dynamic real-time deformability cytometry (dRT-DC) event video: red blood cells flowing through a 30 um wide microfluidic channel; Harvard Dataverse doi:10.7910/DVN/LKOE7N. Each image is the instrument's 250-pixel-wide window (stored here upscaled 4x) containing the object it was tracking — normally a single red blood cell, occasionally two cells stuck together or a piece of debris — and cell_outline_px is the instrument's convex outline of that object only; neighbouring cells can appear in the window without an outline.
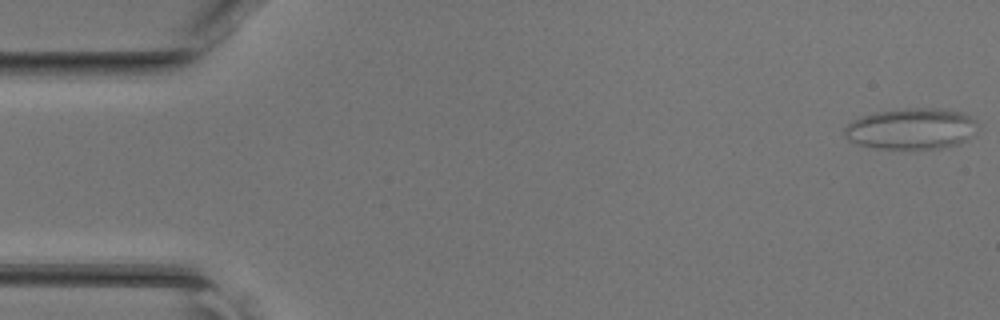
{"species": "common noctule bat (a hibernating species)", "species_latin": "Nyctalus noctula", "temperature_condition": "room temperature", "stored_images_in_passage": 46, "camera_frame_rate_fps": 3000, "um_per_image_px": 0.085, "animal": {"sex": "female", "body_mass_g": 17.0, "forearm_length_mm": 48.0}, "frame": {"image": 1, "passage_image": 1, "time_ms": 0.0, "image_size_px": [1000, 320], "cell_outline_px": [[976, 120], [964, 140], [956, 144], [940, 148], [876, 148], [860, 144], [848, 140], [844, 136], [844, 128], [852, 120], [876, 112], [916, 108], [940, 108], [960, 112]], "centroid_in_image_um": [77.36, 10.94], "position_along_channel_um": 7.6, "area_um2": 30.87}}
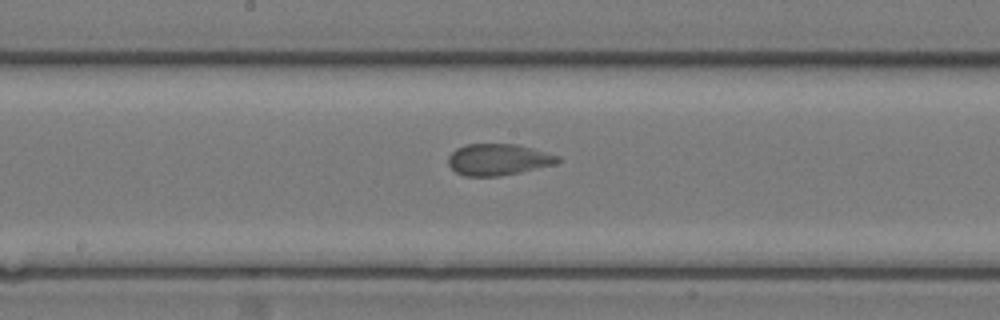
{"frame": {"image": 2, "passage_image": 24, "time_ms": 7.667, "image_size_px": [1000, 320], "cell_outline_px": [[560, 160], [556, 164], [520, 172], [500, 176], [464, 176], [456, 172], [448, 164], [448, 156], [456, 148], [464, 144], [516, 144], [532, 148], [560, 156]], "centroid_in_image_um": [42.34, 13.56], "position_along_channel_um": 205.9, "area_um2": 20.11}}
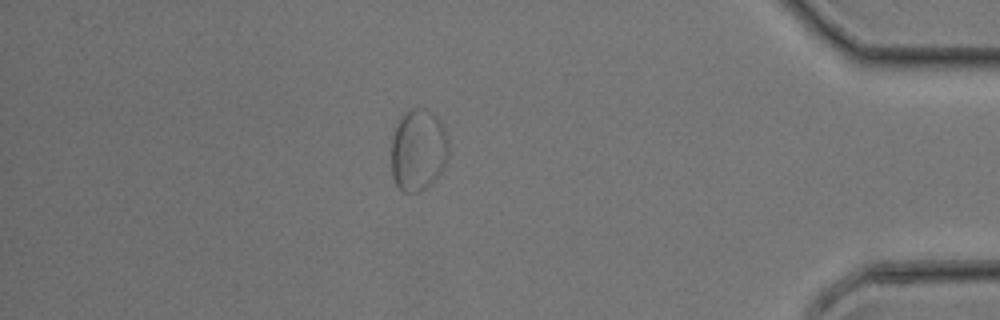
{"frame": {"image": 3, "passage_image": 40, "time_ms": 13.0, "image_size_px": [1000, 320], "cell_outline_px": [[448, 156], [436, 180], [432, 184], [420, 192], [404, 192], [396, 184], [392, 176], [392, 136], [400, 116], [408, 108], [416, 104], [432, 112], [440, 120], [444, 128], [448, 140]], "centroid_in_image_um": [35.55, 12.71], "position_along_channel_um": 399.7, "area_um2": 27.86}}